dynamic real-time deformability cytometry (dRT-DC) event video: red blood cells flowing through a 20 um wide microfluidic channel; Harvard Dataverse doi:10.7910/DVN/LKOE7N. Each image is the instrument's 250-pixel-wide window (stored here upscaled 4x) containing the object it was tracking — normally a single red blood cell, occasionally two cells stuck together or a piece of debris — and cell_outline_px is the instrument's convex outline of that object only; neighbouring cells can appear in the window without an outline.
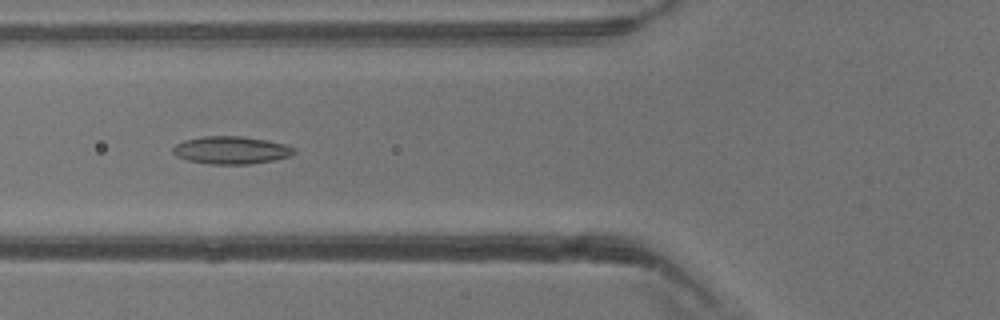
{"species": "common noctule bat (a hibernating species)", "species_latin": "Nyctalus noctula", "temperature_condition": "warm", "stored_images_in_passage": 12, "camera_frame_rate_fps": 3000, "um_per_image_px": 0.085, "animal": {"sex": "male", "body_mass_g": 13.3}, "frame": {"image": 1, "passage_image": 6, "time_ms": 1.667, "image_size_px": [1000, 320], "cell_outline_px": [[296, 152], [288, 156], [272, 160], [248, 164], [208, 164], [188, 160], [176, 156], [172, 152], [172, 148], [176, 144], [184, 140], [204, 136], [240, 136], [264, 140], [284, 144], [296, 148]], "centroid_in_image_um": [19.61, 12.76], "position_along_channel_um": 106.2, "area_um2": 19.36}}